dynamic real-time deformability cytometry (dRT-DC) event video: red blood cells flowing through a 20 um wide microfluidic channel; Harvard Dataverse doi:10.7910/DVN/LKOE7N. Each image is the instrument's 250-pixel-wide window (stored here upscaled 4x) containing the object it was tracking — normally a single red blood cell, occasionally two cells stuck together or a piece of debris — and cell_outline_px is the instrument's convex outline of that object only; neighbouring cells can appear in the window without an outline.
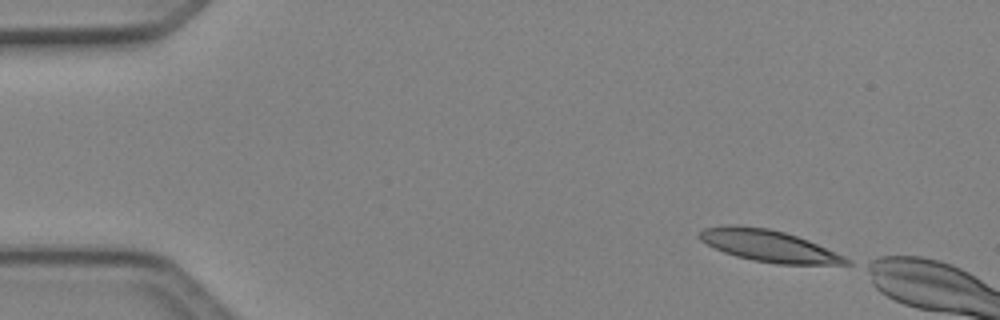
{"species": "Egyptian fruit bat (a non-hibernating species)", "species_latin": "Rousettus aegyptiacus", "temperature_condition": "cold", "stored_images_in_passage": 3, "camera_frame_rate_fps": 3000, "um_per_image_px": 0.085, "animal": {"sex": "female"}, "frame": {"image": 1, "passage_image": 1, "time_ms": 0.0, "image_size_px": [1000, 320], "cell_outline_px": [[852, 264], [776, 264], [752, 260], [736, 256], [724, 252], [700, 240], [696, 236], [704, 228], [728, 224], [768, 228], [784, 232], [808, 240], [844, 256], [852, 260]], "centroid_in_image_um": [65.33, 20.89], "position_along_channel_um": 19.7, "area_um2": 26.93}}